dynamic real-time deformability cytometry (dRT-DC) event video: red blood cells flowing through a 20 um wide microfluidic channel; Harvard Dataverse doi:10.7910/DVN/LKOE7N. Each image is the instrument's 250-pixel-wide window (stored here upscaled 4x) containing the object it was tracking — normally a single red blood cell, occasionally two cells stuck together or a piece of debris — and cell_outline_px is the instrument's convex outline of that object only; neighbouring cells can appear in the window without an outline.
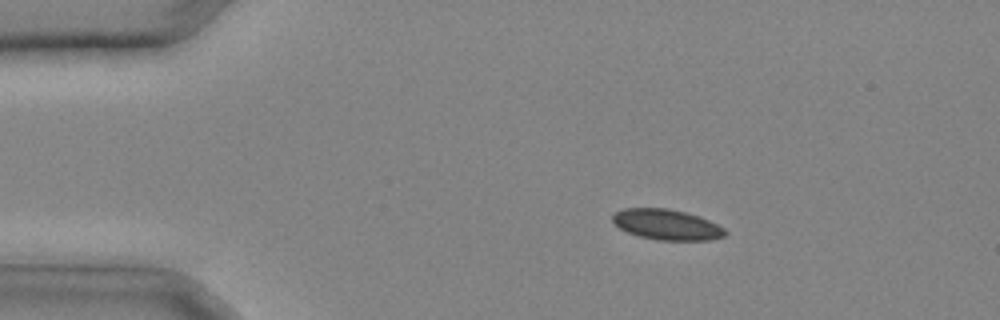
{"species": "common noctule bat (a hibernating species)", "species_latin": "Nyctalus noctula", "temperature_condition": "cold", "stored_images_in_passage": 8, "camera_frame_rate_fps": 3000, "um_per_image_px": 0.085, "animal": {"sex": "male", "body_mass_g": 20.4}, "frame": {"image": 1, "passage_image": 1, "time_ms": 0.0, "image_size_px": [1000, 320], "cell_outline_px": [[728, 232], [724, 236], [712, 240], [660, 240], [640, 236], [628, 232], [620, 228], [612, 220], [612, 216], [616, 212], [624, 208], [668, 208], [700, 216], [724, 228]], "centroid_in_image_um": [56.7, 19.09], "position_along_channel_um": 28.3, "area_um2": 19.88}}